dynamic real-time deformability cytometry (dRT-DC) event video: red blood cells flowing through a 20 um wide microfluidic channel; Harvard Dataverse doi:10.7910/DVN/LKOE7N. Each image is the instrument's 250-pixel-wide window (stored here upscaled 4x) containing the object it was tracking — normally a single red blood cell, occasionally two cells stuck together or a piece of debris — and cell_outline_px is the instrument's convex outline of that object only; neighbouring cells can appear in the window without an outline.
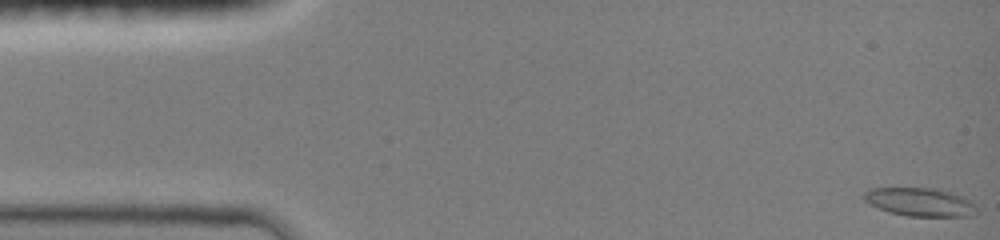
{"species": "common noctule bat (a hibernating species)", "species_latin": "Nyctalus noctula", "temperature_condition": "room temperature", "stored_images_in_passage": 46, "camera_frame_rate_fps": 3000, "um_per_image_px": 0.085, "animal": {"sex": "female", "body_mass_g": 19.0, "forearm_length_mm": 51.5}, "frame": {"image": 1, "passage_image": 1, "time_ms": 0.0, "image_size_px": [1000, 240], "cell_outline_px": [[976, 212], [972, 216], [908, 216], [888, 212], [864, 200], [864, 192], [868, 188], [940, 188], [964, 196], [976, 204]], "centroid_in_image_um": [78.25, 17.16], "position_along_channel_um": 6.8, "area_um2": 18.79}}
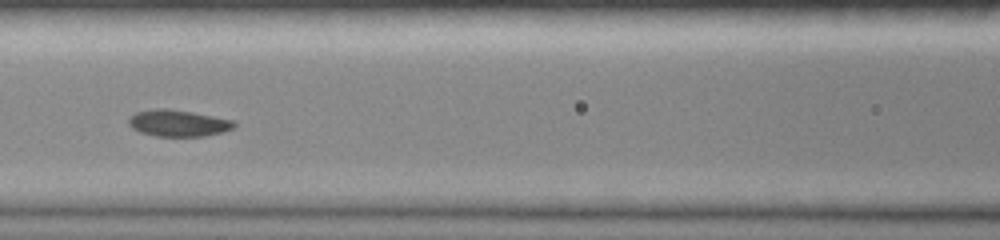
{"frame": {"image": 2, "passage_image": 21, "time_ms": 6.667, "image_size_px": [1000, 240], "cell_outline_px": [[236, 124], [232, 128], [224, 132], [204, 136], [156, 136], [140, 132], [132, 128], [128, 124], [128, 116], [136, 112], [156, 108], [168, 108], [192, 112], [236, 120]], "centroid_in_image_um": [15.14, 10.46], "position_along_channel_um": 151.5, "area_um2": 16.53}}
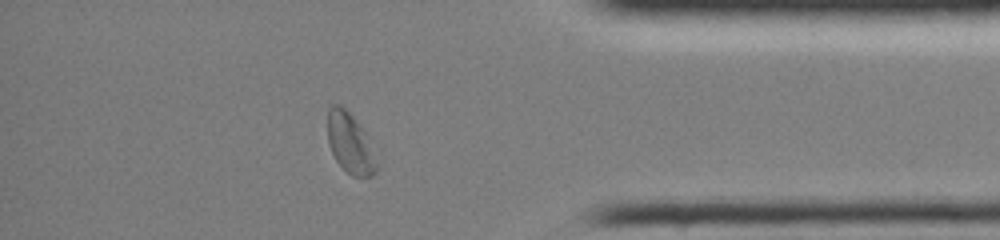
{"frame": {"image": 3, "passage_image": 40, "time_ms": 13.0, "image_size_px": [1000, 240], "cell_outline_px": [[380, 168], [372, 176], [352, 176], [336, 160], [328, 144], [328, 108], [332, 104], [340, 104], [352, 116], [380, 148]], "centroid_in_image_um": [29.9, 12.21], "position_along_channel_um": 405.3, "area_um2": 18.26}, "authors_computed_cell_mechanics": {"area_um2": 16.5308, "velocity_mm_per_s": 4.0206, "shape_relaxation_time_tau1_ms": 7.4534, "shape_relaxation_time_tau2_ms": null, "deformation_change_tau1": 0.1502, "deformation_change_tau2": null}}